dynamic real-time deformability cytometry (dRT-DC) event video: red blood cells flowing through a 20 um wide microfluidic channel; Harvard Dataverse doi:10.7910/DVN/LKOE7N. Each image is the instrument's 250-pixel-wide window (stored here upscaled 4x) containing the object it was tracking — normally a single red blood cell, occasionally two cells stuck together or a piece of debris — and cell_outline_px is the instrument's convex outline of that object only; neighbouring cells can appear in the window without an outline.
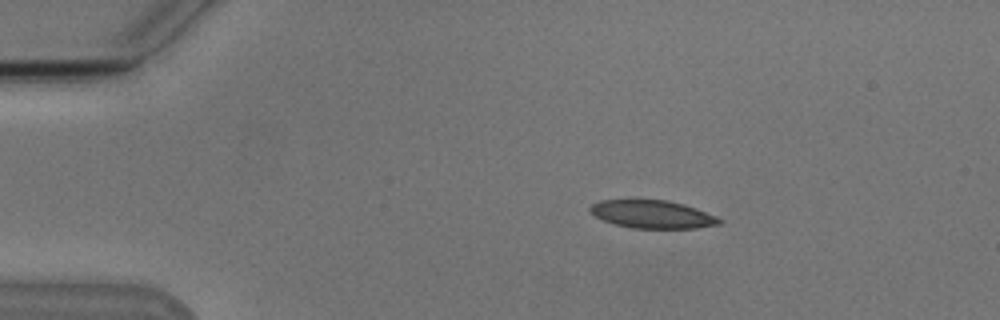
{"species": "Egyptian fruit bat (a non-hibernating species)", "species_latin": "Rousettus aegyptiacus", "temperature_condition": "cold", "stored_images_in_passage": 8, "camera_frame_rate_fps": 3000, "um_per_image_px": 0.085, "animal": {"sex": "male"}, "frame": {"image": 1, "passage_image": 2, "time_ms": 2.0, "image_size_px": [1000, 320], "cell_outline_px": [[724, 220], [720, 224], [696, 228], [632, 228], [616, 224], [604, 220], [596, 216], [588, 208], [592, 204], [600, 200], [668, 200], [684, 204], [696, 208]], "centroid_in_image_um": [55.48, 18.21], "position_along_channel_um": 29.5, "area_um2": 20.87}}
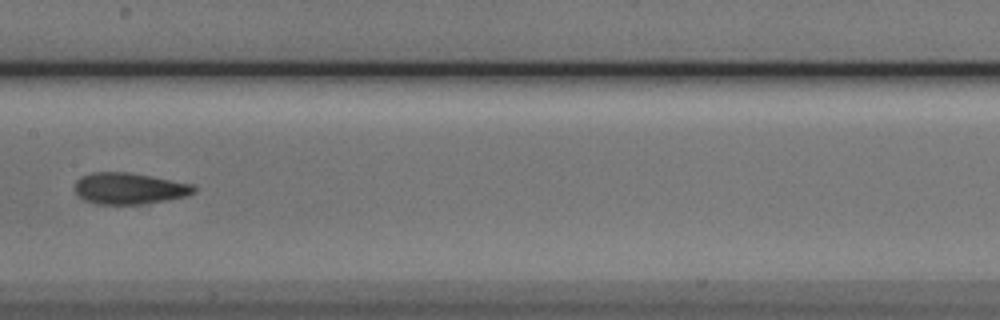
{"frame": {"image": 2, "passage_image": 7, "time_ms": 8.0, "image_size_px": [1000, 320], "cell_outline_px": [[196, 192], [188, 196], [168, 200], [140, 204], [96, 204], [84, 200], [72, 188], [76, 180], [80, 176], [92, 172], [128, 172], [152, 176], [192, 184], [196, 188]], "centroid_in_image_um": [10.97, 16.01], "position_along_channel_um": 196.4, "area_um2": 22.02}}
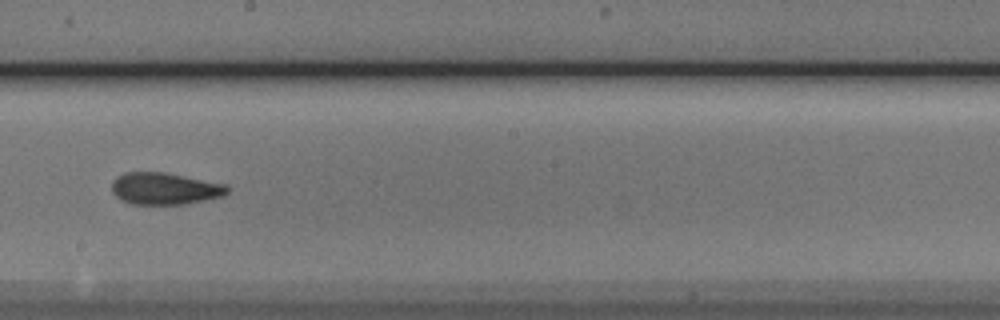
{"frame": {"image": 3, "passage_image": 8, "time_ms": 9.0, "image_size_px": [1000, 320], "cell_outline_px": [[228, 192], [224, 196], [184, 204], [132, 204], [120, 200], [112, 192], [112, 180], [116, 176], [124, 172], [164, 172], [224, 184], [228, 188]], "centroid_in_image_um": [13.95, 16.03], "position_along_channel_um": 234.2, "area_um2": 21.44}}